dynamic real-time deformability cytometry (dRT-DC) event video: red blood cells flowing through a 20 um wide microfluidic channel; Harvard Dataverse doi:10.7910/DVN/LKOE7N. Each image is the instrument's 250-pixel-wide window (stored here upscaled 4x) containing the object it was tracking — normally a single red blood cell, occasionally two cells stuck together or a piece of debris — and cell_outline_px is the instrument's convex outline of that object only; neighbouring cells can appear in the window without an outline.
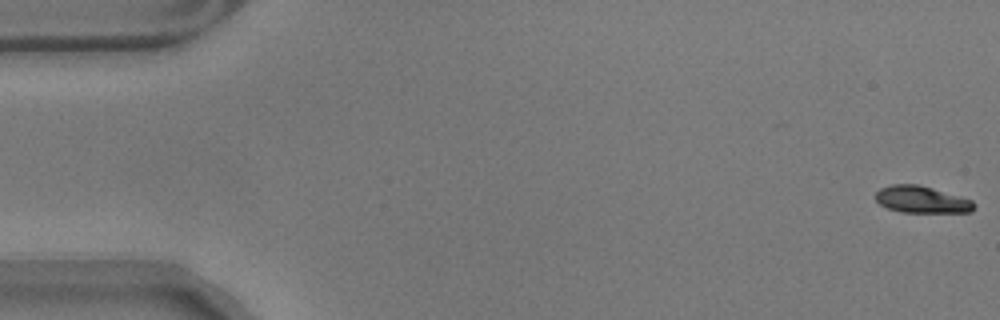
{"species": "common noctule bat (a hibernating species)", "species_latin": "Nyctalus noctula", "temperature_condition": "warm", "stored_images_in_passage": 58, "camera_frame_rate_fps": 3000, "um_per_image_px": 0.085, "animal": {"sex": "male", "body_mass_g": 17.9}, "frame": {"image": 1, "passage_image": 1, "time_ms": 0.0, "image_size_px": [1000, 320], "cell_outline_px": [[976, 204], [972, 212], [900, 212], [888, 208], [880, 204], [876, 200], [876, 192], [880, 188], [892, 184], [916, 184], [932, 188], [960, 196], [972, 200]], "centroid_in_image_um": [78.35, 16.96], "position_along_channel_um": 6.7, "area_um2": 15.37}}
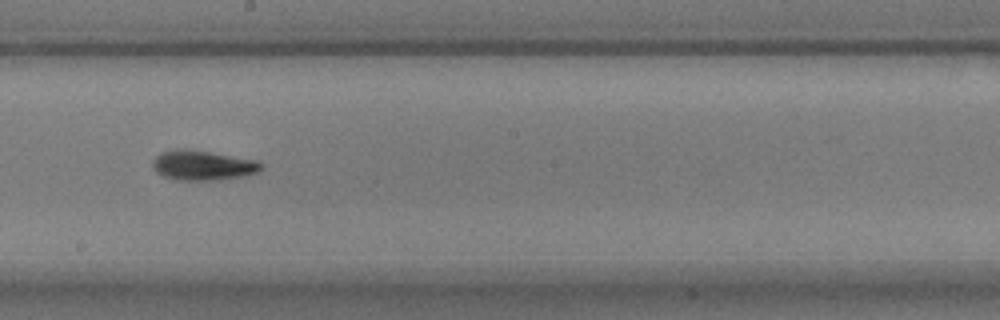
{"frame": {"image": 2, "passage_image": 32, "time_ms": 10.333, "image_size_px": [1000, 320], "cell_outline_px": [[264, 168], [260, 172], [244, 176], [212, 180], [176, 180], [164, 176], [156, 172], [152, 168], [152, 160], [160, 152], [176, 148], [188, 148], [260, 160], [264, 164]], "centroid_in_image_um": [17.27, 14.03], "position_along_channel_um": 230.9, "area_um2": 19.42}}
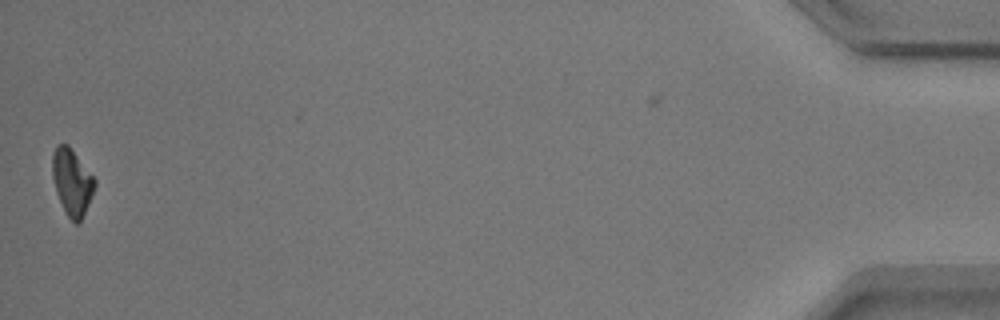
{"frame": {"image": 3, "passage_image": 57, "time_ms": 18.667, "image_size_px": [1000, 320], "cell_outline_px": [[96, 184], [80, 224], [76, 224], [68, 216], [56, 192], [52, 176], [52, 156], [56, 144], [68, 144], [96, 180]], "centroid_in_image_um": [6.11, 15.46], "position_along_channel_um": 429.1, "area_um2": 16.18}, "authors_computed_cell_mechanics": {"area_um2": 16.8487, "velocity_mm_per_s": 3.5193, "shape_relaxation_time_tau1_ms": 5.2802, "shape_relaxation_time_tau2_ms": 10.0427, "deformation_change_tau1": 0.1704, "deformation_change_tau2": 0.1556}}